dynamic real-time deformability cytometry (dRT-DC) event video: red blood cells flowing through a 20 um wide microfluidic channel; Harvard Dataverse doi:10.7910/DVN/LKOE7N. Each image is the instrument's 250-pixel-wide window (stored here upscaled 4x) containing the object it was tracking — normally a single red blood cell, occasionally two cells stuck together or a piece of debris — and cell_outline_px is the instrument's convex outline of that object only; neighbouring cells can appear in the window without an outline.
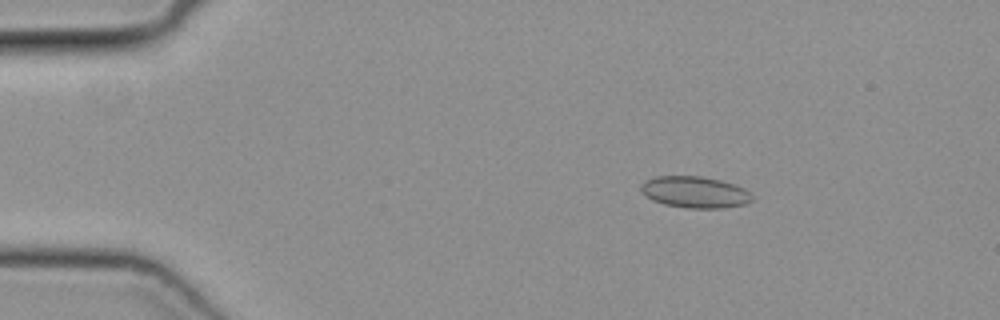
{"species": "common noctule bat (a hibernating species)", "species_latin": "Nyctalus noctula", "temperature_condition": "cold", "stored_images_in_passage": 49, "camera_frame_rate_fps": 3000, "um_per_image_px": 0.085, "animal": {"sex": "female", "body_mass_g": 19.3, "forearm_length_mm": 54.1}, "frame": {"image": 1, "passage_image": 8, "time_ms": 2.333, "image_size_px": [1000, 320], "cell_outline_px": [[752, 200], [748, 204], [724, 208], [688, 208], [664, 204], [652, 200], [640, 188], [640, 184], [644, 180], [656, 176], [700, 176], [720, 180], [744, 188], [752, 196]], "centroid_in_image_um": [59.06, 16.33], "position_along_channel_um": 25.9, "area_um2": 20.35}}
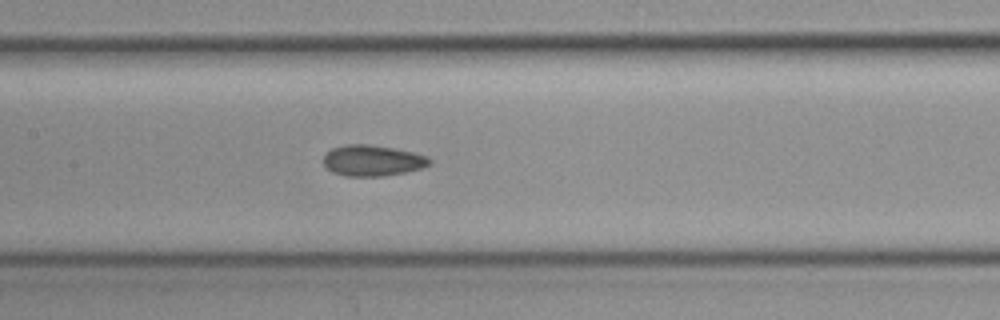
{"frame": {"image": 2, "passage_image": 24, "time_ms": 7.667, "image_size_px": [1000, 320], "cell_outline_px": [[432, 164], [424, 168], [384, 176], [344, 176], [332, 172], [324, 164], [324, 156], [332, 148], [348, 144], [364, 144], [392, 148], [412, 152], [428, 156], [432, 160]], "centroid_in_image_um": [31.7, 13.66], "position_along_channel_um": 175.7, "area_um2": 19.07}}
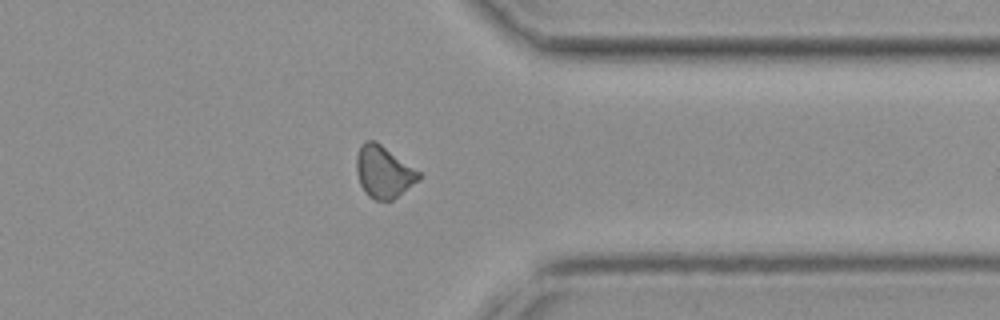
{"frame": {"image": 3, "passage_image": 39, "time_ms": 12.667, "image_size_px": [1000, 320], "cell_outline_px": [[420, 180], [392, 200], [376, 200], [368, 196], [364, 192], [360, 184], [356, 172], [356, 156], [360, 148], [368, 140], [376, 140], [420, 172]], "centroid_in_image_um": [32.6, 14.62], "position_along_channel_um": 378.8, "area_um2": 18.79}}